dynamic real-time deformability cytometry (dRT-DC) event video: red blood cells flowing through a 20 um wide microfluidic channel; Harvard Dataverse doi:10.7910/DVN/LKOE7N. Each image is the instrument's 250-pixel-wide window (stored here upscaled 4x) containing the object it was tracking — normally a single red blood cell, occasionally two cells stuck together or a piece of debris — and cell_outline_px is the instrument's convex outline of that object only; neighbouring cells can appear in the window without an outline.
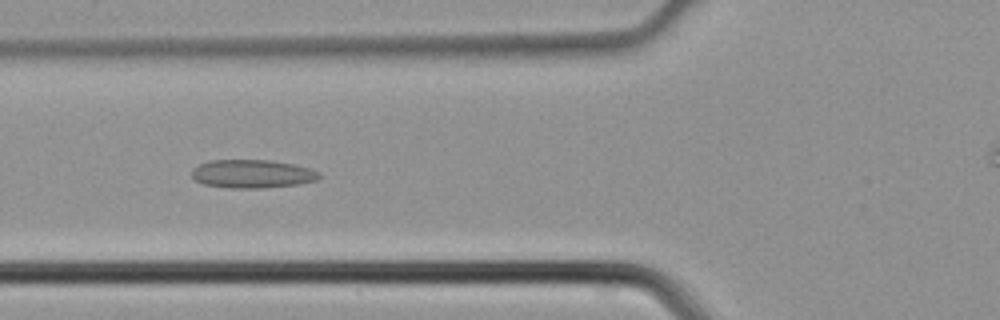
{"species": "common noctule bat (a hibernating species)", "species_latin": "Nyctalus noctula", "temperature_condition": "cold", "stored_images_in_passage": 39, "camera_frame_rate_fps": 3000, "um_per_image_px": 0.085, "animal": {"sex": "male", "body_mass_g": 21.5, "forearm_length_mm": 52.0}, "frame": {"image": 1, "passage_image": 11, "time_ms": 3.333, "image_size_px": [1000, 320], "cell_outline_px": [[320, 176], [316, 180], [296, 184], [260, 188], [232, 188], [204, 184], [196, 180], [192, 176], [192, 168], [208, 160], [272, 160], [296, 164], [320, 172]], "centroid_in_image_um": [21.43, 14.76], "position_along_channel_um": 104.4, "area_um2": 20.98}}
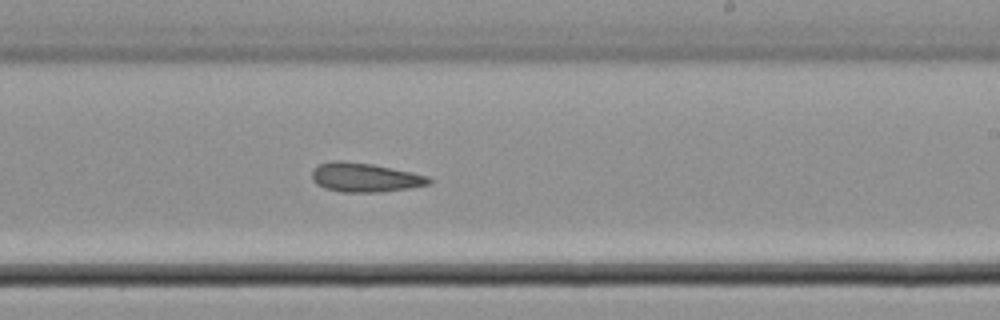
{"frame": {"image": 2, "passage_image": 21, "time_ms": 6.667, "image_size_px": [1000, 320], "cell_outline_px": [[432, 184], [408, 188], [376, 192], [340, 192], [324, 188], [316, 184], [312, 180], [312, 168], [320, 164], [332, 160], [340, 160], [372, 164], [412, 172], [428, 176], [432, 180]], "centroid_in_image_um": [30.99, 15.08], "position_along_channel_um": 258.0, "area_um2": 19.94}}
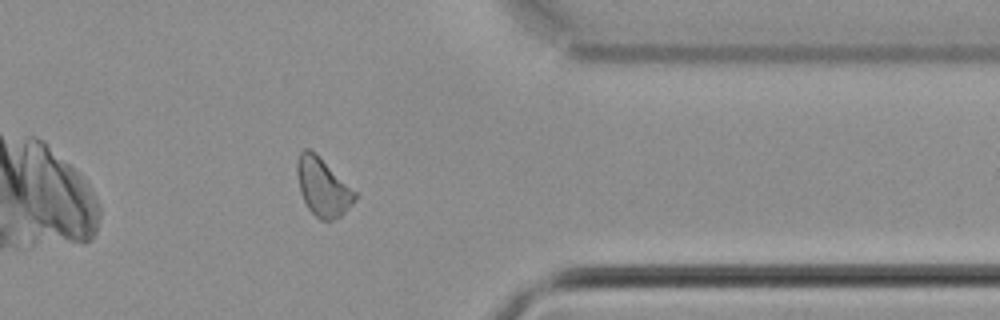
{"frame": {"image": 3, "passage_image": 30, "time_ms": 9.667, "image_size_px": [1000, 320], "cell_outline_px": [[356, 200], [340, 216], [332, 220], [320, 220], [308, 208], [300, 192], [296, 172], [296, 160], [300, 152], [304, 148], [308, 148], [356, 192]], "centroid_in_image_um": [27.4, 15.92], "position_along_channel_um": 384.0, "area_um2": 19.02}}